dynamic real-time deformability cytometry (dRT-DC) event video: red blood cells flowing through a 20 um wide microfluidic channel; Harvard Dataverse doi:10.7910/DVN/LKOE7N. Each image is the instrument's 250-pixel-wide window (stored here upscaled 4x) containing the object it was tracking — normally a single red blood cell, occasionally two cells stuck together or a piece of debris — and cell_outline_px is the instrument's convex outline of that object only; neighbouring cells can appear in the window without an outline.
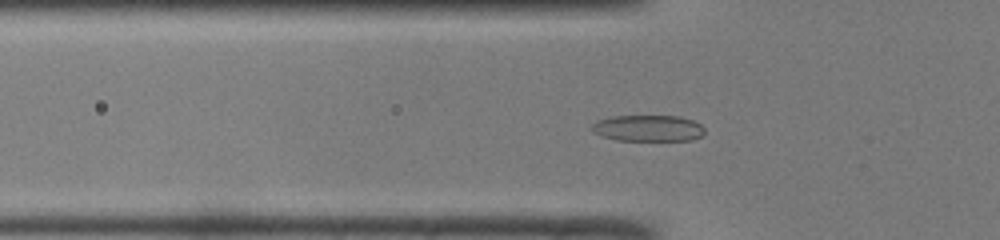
{"species": "common noctule bat (a hibernating species)", "species_latin": "Nyctalus noctula", "temperature_condition": "room temperature", "stored_images_in_passage": 49, "camera_frame_rate_fps": 3000, "um_per_image_px": 0.085, "animal": {"sex": "male", "body_mass_g": 19.0, "forearm_length_mm": 50.8}, "frame": {"image": 1, "passage_image": 16, "time_ms": 5.0, "image_size_px": [1000, 240], "cell_outline_px": [[704, 136], [692, 140], [616, 140], [600, 136], [592, 132], [588, 128], [596, 120], [612, 116], [680, 116], [692, 120], [700, 124], [704, 128]], "centroid_in_image_um": [55.05, 10.9], "position_along_channel_um": 70.8, "area_um2": 17.57}}
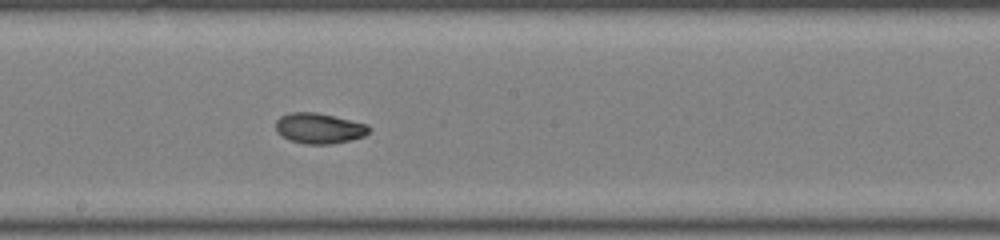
{"frame": {"image": 2, "passage_image": 27, "time_ms": 8.667, "image_size_px": [1000, 240], "cell_outline_px": [[372, 128], [364, 136], [332, 144], [304, 144], [288, 140], [280, 136], [276, 132], [276, 120], [280, 116], [288, 112], [316, 112], [368, 124]], "centroid_in_image_um": [27.09, 10.9], "position_along_channel_um": 221.1, "area_um2": 16.76}}
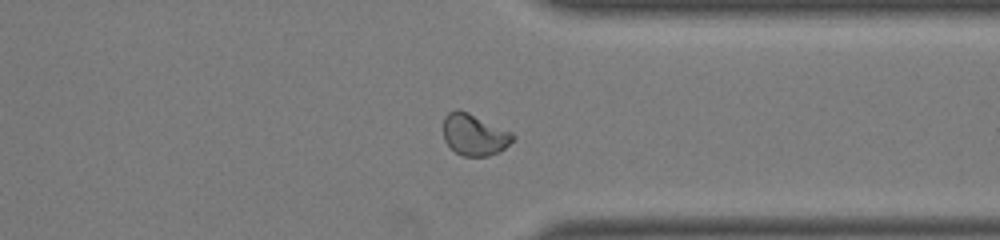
{"frame": {"image": 3, "passage_image": 38, "time_ms": 12.333, "image_size_px": [1000, 240], "cell_outline_px": [[516, 136], [500, 152], [488, 156], [464, 156], [456, 152], [444, 140], [444, 116], [448, 112], [456, 108], [468, 112], [512, 132]], "centroid_in_image_um": [40.31, 11.44], "position_along_channel_um": 371.1, "area_um2": 16.76}, "authors_computed_cell_mechanics": {"area_um2": 16.762, "velocity_mm_per_s": 4.1086, "shape_relaxation_time_tau1_ms": 4.343, "shape_relaxation_time_tau2_ms": 2.2443, "deformation_change_tau1": 0.1507, "deformation_change_tau2": 0.0636}}